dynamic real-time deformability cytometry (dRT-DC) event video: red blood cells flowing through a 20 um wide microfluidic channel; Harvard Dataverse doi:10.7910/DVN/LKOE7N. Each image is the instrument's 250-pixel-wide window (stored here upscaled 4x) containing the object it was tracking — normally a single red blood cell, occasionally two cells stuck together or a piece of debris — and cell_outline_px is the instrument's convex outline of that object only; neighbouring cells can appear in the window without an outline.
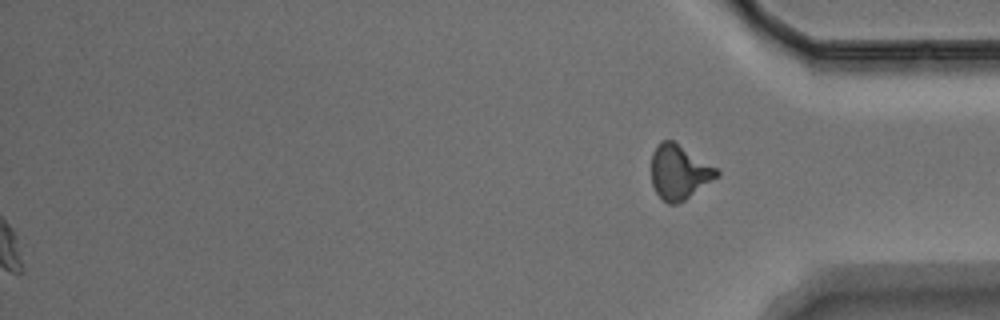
{"species": "Egyptian fruit bat (a non-hibernating species)", "species_latin": "Rousettus aegyptiacus", "temperature_condition": "warm", "stored_images_in_passage": 49, "segment_of_instrument_passage": [2, 2], "camera_frame_rate_fps": 3000, "um_per_image_px": 0.085, "animal": {"sex": "male"}, "frame": {"image": 1, "passage_image": 49, "time_ms": 16.0, "image_size_px": [1000, 320], "cell_outline_px": [[720, 176], [684, 200], [676, 204], [668, 204], [656, 192], [652, 184], [652, 152], [656, 144], [660, 140], [672, 140], [716, 168], [720, 172]], "centroid_in_image_um": [57.72, 14.62], "position_along_channel_um": 377.5, "area_um2": 20.58}}